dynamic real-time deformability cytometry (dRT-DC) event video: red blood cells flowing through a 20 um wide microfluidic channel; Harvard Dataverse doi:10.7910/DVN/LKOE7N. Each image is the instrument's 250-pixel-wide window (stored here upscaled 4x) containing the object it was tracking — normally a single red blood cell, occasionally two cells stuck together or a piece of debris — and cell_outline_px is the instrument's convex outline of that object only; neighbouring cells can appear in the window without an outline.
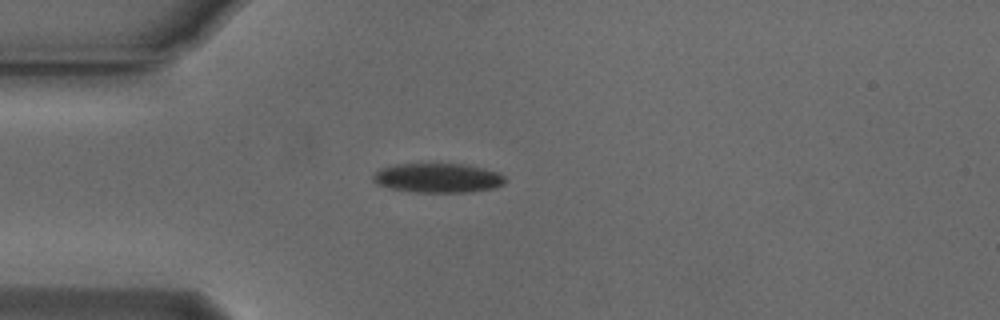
{"species": "Egyptian fruit bat (a non-hibernating species)", "species_latin": "Rousettus aegyptiacus", "temperature_condition": "cold", "stored_images_in_passage": 35, "camera_frame_rate_fps": 3000, "um_per_image_px": 0.085, "animal": {"sex": "male"}, "frame": {"image": 1, "passage_image": 1, "time_ms": 0.0, "image_size_px": [1000, 320], "cell_outline_px": [[508, 180], [504, 184], [496, 188], [468, 192], [416, 192], [392, 188], [380, 184], [372, 180], [372, 176], [380, 168], [396, 164], [468, 164], [500, 172]], "centroid_in_image_um": [37.3, 15.12], "position_along_channel_um": 47.7, "area_um2": 22.72}}
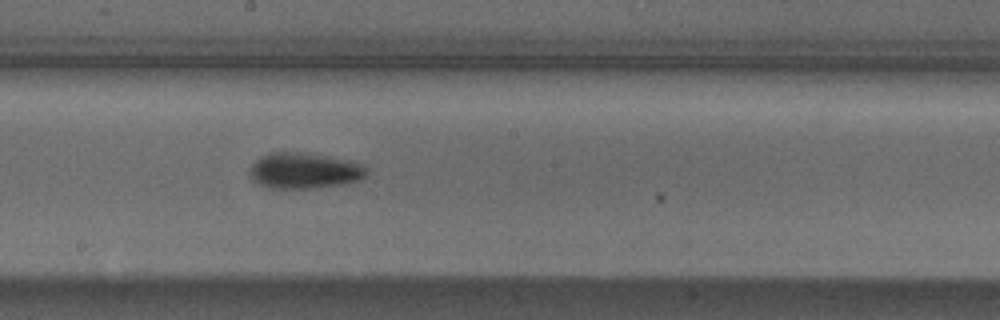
{"frame": {"image": 2, "passage_image": 16, "time_ms": 5.0, "image_size_px": [1000, 320], "cell_outline_px": [[368, 172], [360, 180], [344, 184], [316, 188], [268, 188], [256, 184], [248, 176], [248, 168], [260, 156], [268, 152], [296, 152], [324, 156], [344, 160], [360, 164], [368, 168]], "centroid_in_image_um": [25.78, 14.53], "position_along_channel_um": 222.4, "area_um2": 24.57}}
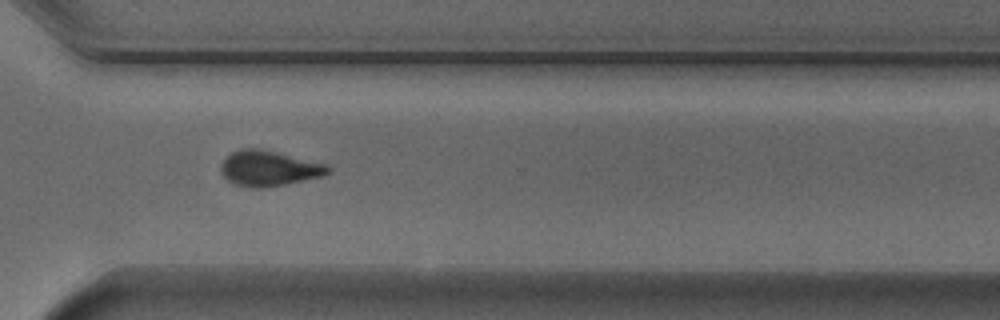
{"frame": {"image": 3, "passage_image": 26, "time_ms": 8.333, "image_size_px": [1000, 320], "cell_outline_px": [[332, 168], [324, 176], [284, 184], [260, 188], [252, 188], [232, 184], [220, 172], [220, 164], [232, 152], [240, 148], [260, 148], [328, 164]], "centroid_in_image_um": [22.85, 14.3], "position_along_channel_um": 347.8, "area_um2": 22.2}, "authors_computed_cell_mechanics": {"area_um2": 23.0044, "velocity_mm_per_s": 3.7606, "shape_relaxation_time_tau1_ms": 3.8363, "shape_relaxation_time_tau2_ms": 8.1792, "deformation_change_tau1": 0.1361, "deformation_change_tau2": 0.1314}}